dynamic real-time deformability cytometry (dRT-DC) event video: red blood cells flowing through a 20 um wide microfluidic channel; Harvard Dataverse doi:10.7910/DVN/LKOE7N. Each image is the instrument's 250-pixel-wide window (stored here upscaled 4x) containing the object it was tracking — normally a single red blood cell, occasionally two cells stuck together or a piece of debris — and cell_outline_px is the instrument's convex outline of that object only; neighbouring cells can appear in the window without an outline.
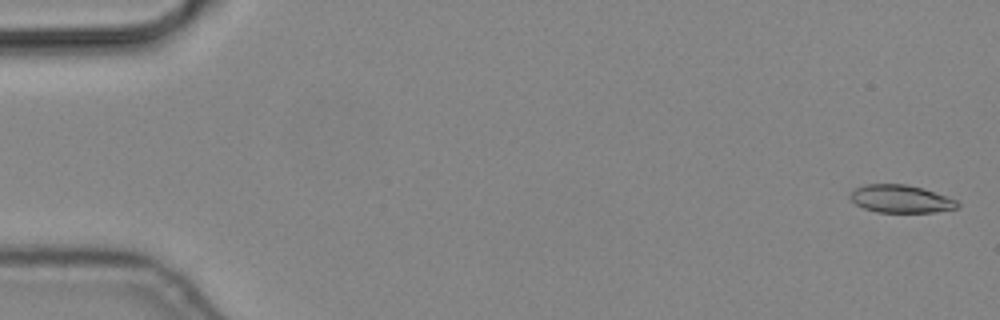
{"species": "common noctule bat (a hibernating species)", "species_latin": "Nyctalus noctula", "temperature_condition": "cold", "stored_images_in_passage": 6, "camera_frame_rate_fps": 3000, "um_per_image_px": 0.085, "animal": {"sex": "male", "body_mass_g": 19.2, "forearm_length_mm": 51.8}, "frame": {"image": 1, "passage_image": 1, "time_ms": 0.0, "image_size_px": [1000, 320], "cell_outline_px": [[960, 204], [956, 208], [932, 212], [876, 212], [864, 208], [856, 204], [848, 196], [856, 188], [864, 184], [904, 184], [924, 188], [948, 196], [956, 200]], "centroid_in_image_um": [76.57, 16.9], "position_along_channel_um": 8.4, "area_um2": 17.34}}
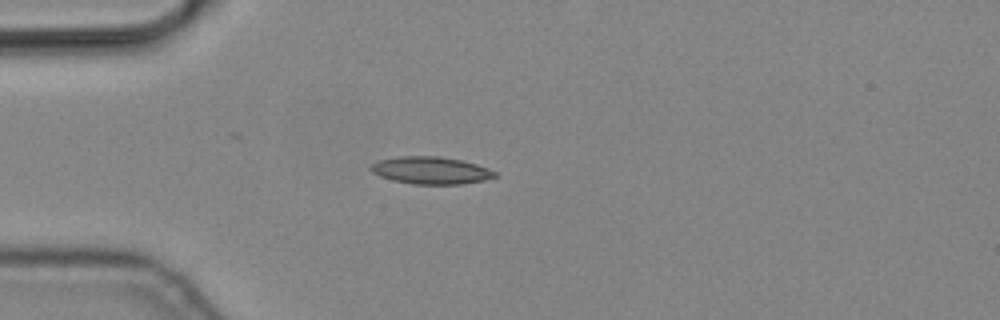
{"frame": {"image": 2, "passage_image": 5, "time_ms": 1.333, "image_size_px": [1000, 320], "cell_outline_px": [[500, 176], [484, 180], [460, 184], [412, 184], [392, 180], [380, 176], [372, 172], [368, 168], [372, 164], [380, 160], [400, 156], [440, 156], [460, 160], [476, 164], [488, 168], [496, 172]], "centroid_in_image_um": [36.63, 14.48], "position_along_channel_um": 48.4, "area_um2": 19.77}}